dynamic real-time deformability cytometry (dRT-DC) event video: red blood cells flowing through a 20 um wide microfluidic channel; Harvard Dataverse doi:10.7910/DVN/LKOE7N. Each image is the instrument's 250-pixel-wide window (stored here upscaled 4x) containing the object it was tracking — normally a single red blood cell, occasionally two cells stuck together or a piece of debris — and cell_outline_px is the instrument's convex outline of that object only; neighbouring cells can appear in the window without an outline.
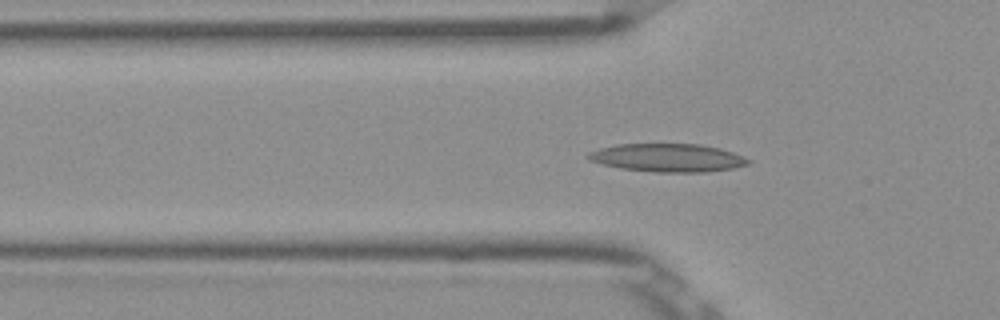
{"species": "Egyptian fruit bat (a non-hibernating species)", "species_latin": "Rousettus aegyptiacus", "temperature_condition": "room temperature", "stored_images_in_passage": 42, "camera_frame_rate_fps": 3000, "um_per_image_px": 0.085, "frame": {"image": 1, "passage_image": 6, "time_ms": 1.667, "image_size_px": [1000, 320], "cell_outline_px": [[752, 160], [748, 164], [732, 168], [708, 172], [656, 172], [620, 168], [588, 160], [584, 156], [588, 152], [600, 148], [616, 144], [700, 144], [720, 148], [744, 156]], "centroid_in_image_um": [56.74, 13.4], "position_along_channel_um": 69.1, "area_um2": 26.36}}
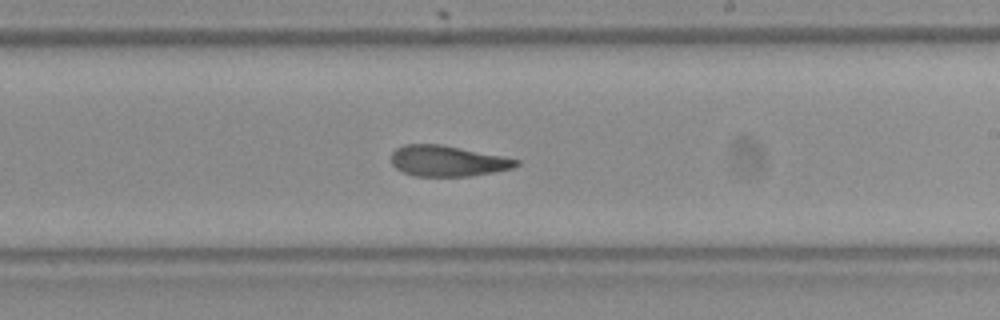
{"frame": {"image": 2, "passage_image": 20, "time_ms": 6.333, "image_size_px": [1000, 320], "cell_outline_px": [[520, 164], [512, 168], [492, 172], [468, 176], [416, 176], [404, 172], [396, 168], [392, 164], [392, 152], [396, 148], [404, 144], [440, 144], [504, 156], [520, 160]], "centroid_in_image_um": [38.05, 13.67], "position_along_channel_um": 251.0, "area_um2": 22.31}}
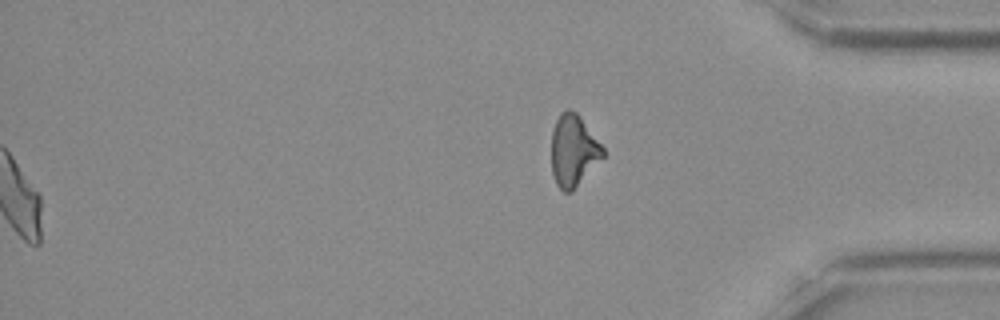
{"frame": {"image": 3, "passage_image": 42, "time_ms": 13.667, "image_size_px": [1000, 320], "cell_outline_px": [[604, 156], [572, 192], [564, 192], [556, 184], [552, 172], [552, 128], [560, 112], [568, 108], [576, 112], [580, 116], [604, 148]], "centroid_in_image_um": [48.73, 12.79], "position_along_channel_um": 386.5, "area_um2": 21.5}, "authors_computed_cell_mechanics": {"area_um2": 23.2356, "velocity_mm_per_s": 3.8832, "shape_relaxation_time_tau1_ms": null, "shape_relaxation_time_tau2_ms": 2.9202, "deformation_change_tau1": null, "deformation_change_tau2": 0.0967}}